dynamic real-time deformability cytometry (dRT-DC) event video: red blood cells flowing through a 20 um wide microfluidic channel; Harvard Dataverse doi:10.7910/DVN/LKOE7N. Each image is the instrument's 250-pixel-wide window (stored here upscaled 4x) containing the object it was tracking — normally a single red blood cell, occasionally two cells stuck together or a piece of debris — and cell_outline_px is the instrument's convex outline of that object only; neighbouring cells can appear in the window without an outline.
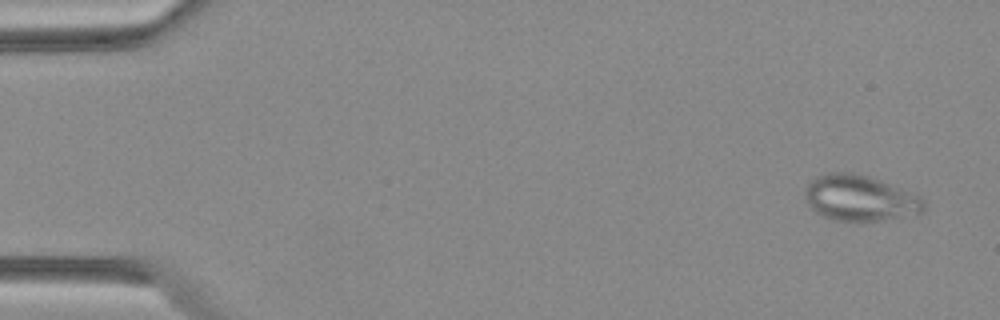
{"species": "Egyptian fruit bat (a non-hibernating species)", "species_latin": "Rousettus aegyptiacus", "temperature_condition": "warm", "stored_images_in_passage": 49, "camera_frame_rate_fps": 3000, "um_per_image_px": 0.085, "animal": {"sex": "female"}, "frame": {"image": 1, "passage_image": 3, "time_ms": 0.667, "image_size_px": [1000, 320], "cell_outline_px": [[924, 212], [880, 220], [836, 220], [824, 216], [816, 212], [808, 204], [804, 196], [804, 188], [816, 176], [828, 172], [852, 172], [868, 176], [880, 180], [920, 196], [924, 200]], "centroid_in_image_um": [73.06, 16.81], "position_along_channel_um": 11.9, "area_um2": 31.39}}
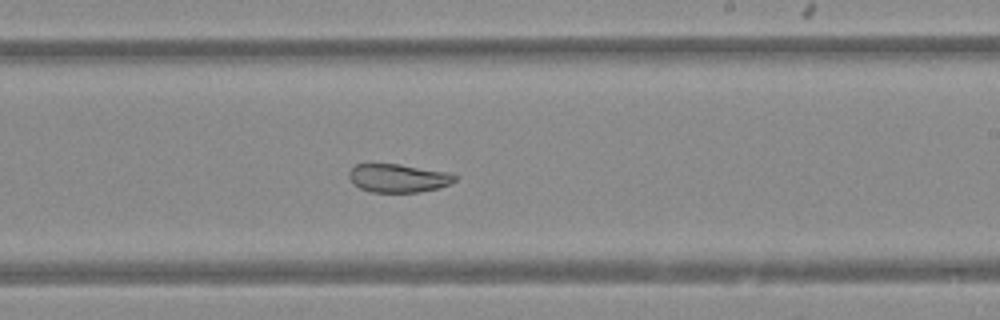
{"frame": {"image": 2, "passage_image": 32, "time_ms": 10.333, "image_size_px": [1000, 320], "cell_outline_px": [[456, 180], [448, 184], [436, 188], [420, 192], [372, 192], [360, 188], [352, 184], [348, 176], [348, 172], [356, 164], [400, 164], [452, 172], [456, 176]], "centroid_in_image_um": [33.84, 15.13], "position_along_channel_um": 255.2, "area_um2": 17.63}}
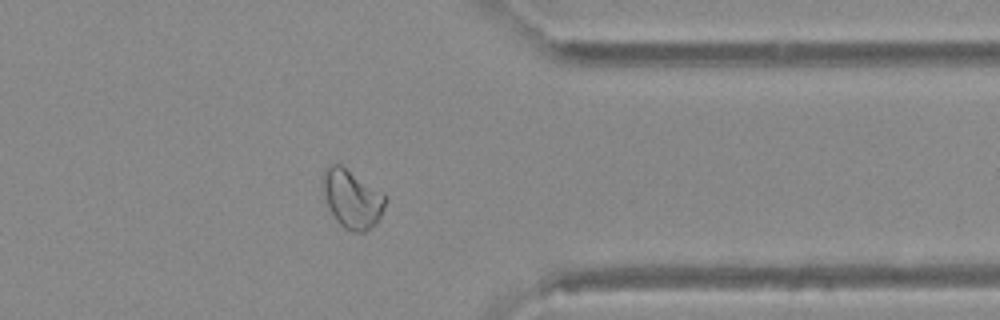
{"frame": {"image": 3, "passage_image": 42, "time_ms": 13.667, "image_size_px": [1000, 320], "cell_outline_px": [[388, 200], [376, 224], [364, 232], [352, 232], [344, 228], [336, 220], [324, 204], [324, 168], [328, 164], [340, 164], [384, 192], [388, 196]], "centroid_in_image_um": [29.94, 16.91], "position_along_channel_um": 381.5, "area_um2": 21.68}}